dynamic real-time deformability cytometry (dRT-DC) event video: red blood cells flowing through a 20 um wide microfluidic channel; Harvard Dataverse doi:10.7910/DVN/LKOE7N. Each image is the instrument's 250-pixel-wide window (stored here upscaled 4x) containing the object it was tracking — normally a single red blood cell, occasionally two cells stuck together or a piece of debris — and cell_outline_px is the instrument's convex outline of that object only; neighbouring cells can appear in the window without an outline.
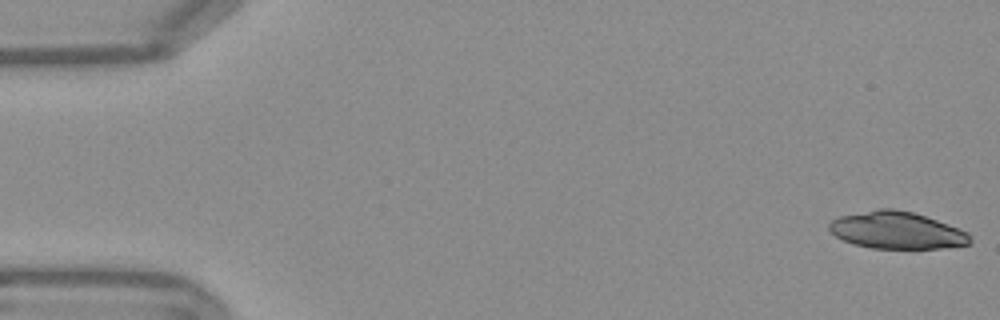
{"species": "Egyptian fruit bat (a non-hibernating species)", "species_latin": "Rousettus aegyptiacus", "temperature_condition": "warm", "stored_images_in_passage": 53, "camera_frame_rate_fps": 3000, "um_per_image_px": 0.085, "frame": {"image": 1, "passage_image": 1, "time_ms": 0.0, "image_size_px": [1000, 320], "cell_outline_px": [[972, 240], [968, 244], [940, 248], [872, 248], [856, 244], [844, 240], [836, 236], [828, 228], [828, 224], [832, 220], [840, 216], [876, 208], [892, 208], [912, 212], [936, 220], [968, 232], [972, 236]], "centroid_in_image_um": [76.21, 19.56], "position_along_channel_um": 8.8, "area_um2": 30.17}}
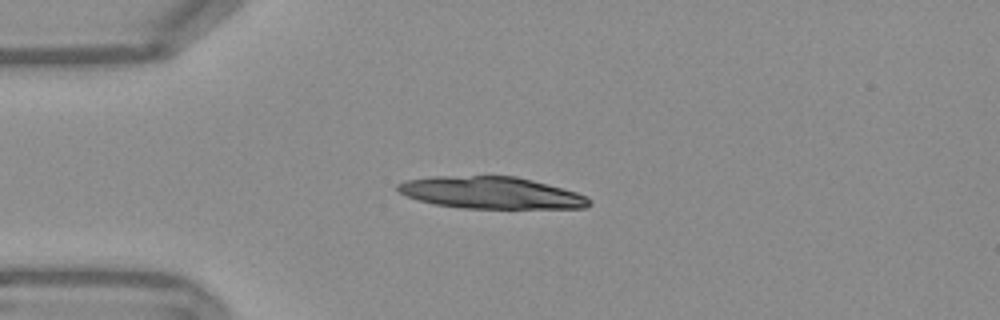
{"frame": {"image": 2, "passage_image": 13, "time_ms": 4.0, "image_size_px": [1000, 320], "cell_outline_px": [[592, 204], [588, 208], [464, 208], [436, 204], [420, 200], [408, 196], [400, 192], [396, 188], [396, 184], [408, 180], [436, 176], [516, 176], [532, 180], [576, 192], [588, 196], [592, 200]], "centroid_in_image_um": [41.8, 16.38], "position_along_channel_um": 43.2, "area_um2": 35.43}}